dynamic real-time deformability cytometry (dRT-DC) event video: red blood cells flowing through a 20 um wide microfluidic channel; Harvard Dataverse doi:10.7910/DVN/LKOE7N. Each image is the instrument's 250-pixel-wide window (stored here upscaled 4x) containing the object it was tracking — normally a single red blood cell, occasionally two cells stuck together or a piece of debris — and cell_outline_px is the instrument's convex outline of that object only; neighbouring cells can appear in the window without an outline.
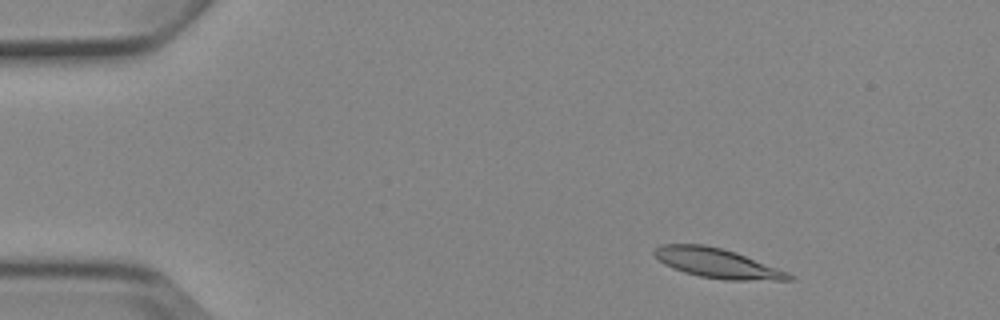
{"species": "Egyptian fruit bat (a non-hibernating species)", "species_latin": "Rousettus aegyptiacus", "temperature_condition": "cold", "stored_images_in_passage": 4, "camera_frame_rate_fps": 3000, "um_per_image_px": 0.085, "animal": {"sex": "female"}, "frame": {"image": 1, "passage_image": 1, "time_ms": 0.0, "image_size_px": [1000, 320], "cell_outline_px": [[792, 280], [724, 280], [700, 276], [684, 272], [672, 268], [664, 264], [652, 252], [660, 244], [704, 244], [736, 252], [788, 272], [792, 276]], "centroid_in_image_um": [60.93, 22.37], "position_along_channel_um": 24.1, "area_um2": 23.0}}
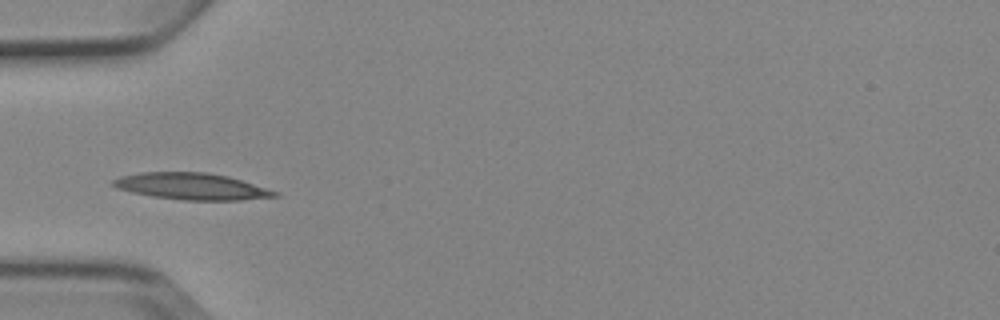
{"frame": {"image": 2, "passage_image": 4, "time_ms": 3.333, "image_size_px": [1000, 320], "cell_outline_px": [[280, 196], [240, 200], [184, 200], [152, 196], [132, 192], [116, 188], [112, 184], [112, 180], [120, 176], [140, 172], [208, 172], [228, 176], [280, 192]], "centroid_in_image_um": [16.3, 15.84], "position_along_channel_um": 68.7, "area_um2": 25.09}}